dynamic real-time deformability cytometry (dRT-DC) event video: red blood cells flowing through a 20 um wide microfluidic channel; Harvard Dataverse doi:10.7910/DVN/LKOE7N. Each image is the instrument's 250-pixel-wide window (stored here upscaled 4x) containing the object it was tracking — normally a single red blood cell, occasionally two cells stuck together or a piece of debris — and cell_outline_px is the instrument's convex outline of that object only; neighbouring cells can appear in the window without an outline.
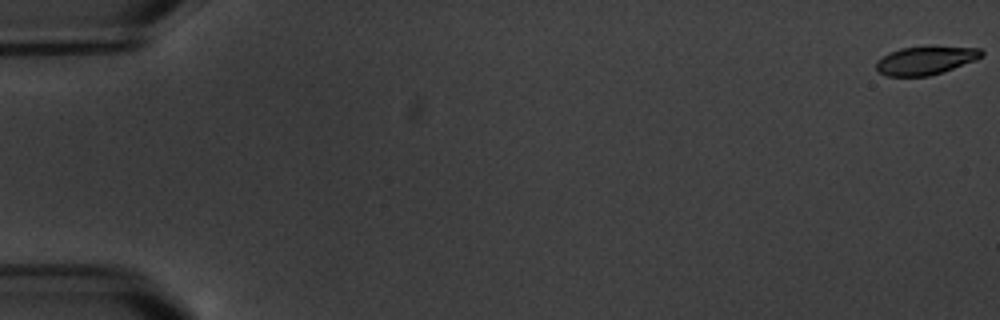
{"species": "common noctule bat (a hibernating species)", "species_latin": "Nyctalus noctula", "temperature_condition": "warm", "stored_images_in_passage": 6, "camera_frame_rate_fps": 3000, "um_per_image_px": 0.085, "animal": {"sex": "male", "body_mass_g": 20.1, "forearm_length_mm": 53.5}, "frame": {"image": 1, "passage_image": 1, "time_ms": 0.0, "image_size_px": [1000, 320], "cell_outline_px": [[984, 56], [976, 60], [928, 76], [888, 76], [880, 72], [876, 68], [876, 60], [888, 52], [900, 48], [980, 48], [984, 52]], "centroid_in_image_um": [78.63, 5.15], "position_along_channel_um": 6.4, "area_um2": 16.82}}
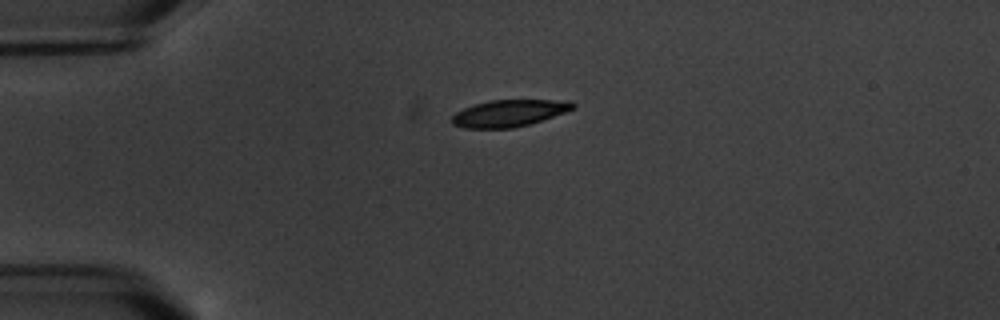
{"frame": {"image": 2, "passage_image": 5, "time_ms": 5.0, "image_size_px": [1000, 320], "cell_outline_px": [[576, 108], [528, 124], [512, 128], [464, 128], [452, 124], [452, 116], [456, 112], [464, 108], [488, 100], [568, 100], [576, 104]], "centroid_in_image_um": [43.26, 9.61], "position_along_channel_um": 41.7, "area_um2": 18.73}}